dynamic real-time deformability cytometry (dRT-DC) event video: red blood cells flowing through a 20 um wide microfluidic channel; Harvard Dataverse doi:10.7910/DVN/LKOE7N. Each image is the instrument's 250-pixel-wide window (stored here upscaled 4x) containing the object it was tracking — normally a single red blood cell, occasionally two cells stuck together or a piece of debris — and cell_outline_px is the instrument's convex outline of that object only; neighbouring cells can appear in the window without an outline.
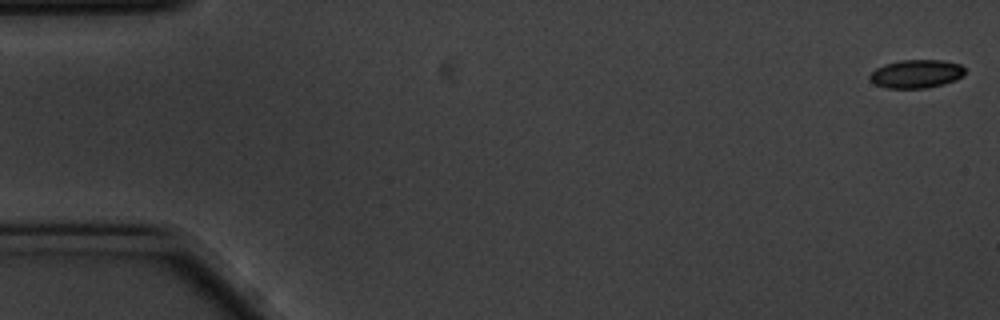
{"species": "common noctule bat (a hibernating species)", "species_latin": "Nyctalus noctula", "temperature_condition": "cold", "stored_images_in_passage": 14, "camera_frame_rate_fps": 3000, "um_per_image_px": 0.085, "animal": {"sex": "male", "body_mass_g": 20.1, "forearm_length_mm": 53.5}, "frame": {"image": 1, "passage_image": 1, "time_ms": 0.0, "image_size_px": [1000, 320], "cell_outline_px": [[964, 76], [956, 80], [944, 84], [924, 88], [884, 88], [876, 84], [868, 76], [876, 68], [884, 64], [900, 60], [944, 60], [960, 64], [964, 68]], "centroid_in_image_um": [77.9, 6.27], "position_along_channel_um": 7.1, "area_um2": 15.78}}